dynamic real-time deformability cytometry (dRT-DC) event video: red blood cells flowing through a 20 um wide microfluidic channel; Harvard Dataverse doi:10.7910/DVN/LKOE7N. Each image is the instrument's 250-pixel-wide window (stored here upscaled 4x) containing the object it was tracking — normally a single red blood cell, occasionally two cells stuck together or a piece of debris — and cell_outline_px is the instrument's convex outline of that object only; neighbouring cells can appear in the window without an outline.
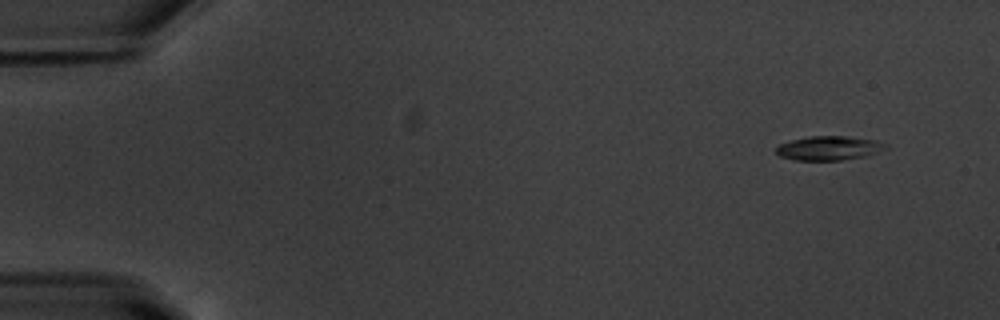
{"species": "common noctule bat (a hibernating species)", "species_latin": "Nyctalus noctula", "temperature_condition": "warm", "stored_images_in_passage": 8, "camera_frame_rate_fps": 3000, "um_per_image_px": 0.085, "animal": {"sex": "male", "body_mass_g": 20.1, "forearm_length_mm": 53.5}, "frame": {"image": 1, "passage_image": 1, "time_ms": 0.0, "image_size_px": [1000, 320], "cell_outline_px": [[888, 148], [864, 156], [840, 160], [796, 160], [780, 156], [776, 152], [776, 148], [780, 144], [792, 140], [808, 136], [848, 136], [876, 140], [888, 144]], "centroid_in_image_um": [70.47, 12.58], "position_along_channel_um": 14.5, "area_um2": 15.32}}